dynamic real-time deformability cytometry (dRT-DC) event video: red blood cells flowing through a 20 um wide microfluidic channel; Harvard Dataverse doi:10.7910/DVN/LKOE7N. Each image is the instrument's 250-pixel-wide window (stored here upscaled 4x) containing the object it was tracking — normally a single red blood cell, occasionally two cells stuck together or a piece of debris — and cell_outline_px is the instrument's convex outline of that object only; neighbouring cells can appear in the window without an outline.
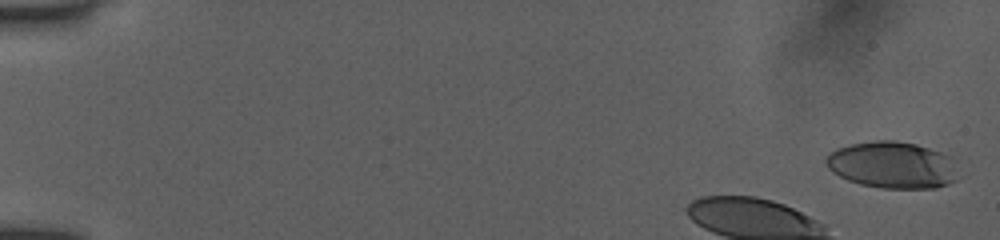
{"species": "human", "species_latin": "Homo sapiens", "temperature_condition": "room temperature", "stored_images_in_passage": 13, "camera_frame_rate_fps": 3000, "um_per_image_px": 0.085, "donor": {"sex": "female"}, "frame": {"image": 1, "passage_image": 1, "time_ms": 0.0, "image_size_px": [1000, 240], "cell_outline_px": [[956, 180], [948, 184], [936, 188], [880, 188], [860, 184], [848, 180], [832, 172], [828, 168], [824, 160], [836, 148], [852, 144], [872, 140], [896, 140], [916, 144], [940, 152], [948, 156]], "centroid_in_image_um": [75.77, 14.02], "position_along_channel_um": 9.2, "area_um2": 35.55}}
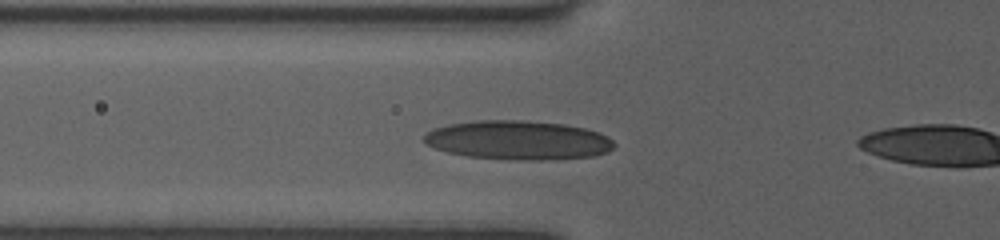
{"frame": {"image": 2, "passage_image": 11, "time_ms": 4.667, "image_size_px": [1000, 240], "cell_outline_px": [[616, 144], [608, 152], [592, 156], [556, 160], [512, 160], [468, 156], [448, 152], [424, 144], [424, 136], [432, 128], [448, 124], [476, 120], [524, 120], [564, 124], [584, 128], [600, 132], [608, 136]], "centroid_in_image_um": [44.06, 11.91], "position_along_channel_um": 81.7, "area_um2": 43.64}}